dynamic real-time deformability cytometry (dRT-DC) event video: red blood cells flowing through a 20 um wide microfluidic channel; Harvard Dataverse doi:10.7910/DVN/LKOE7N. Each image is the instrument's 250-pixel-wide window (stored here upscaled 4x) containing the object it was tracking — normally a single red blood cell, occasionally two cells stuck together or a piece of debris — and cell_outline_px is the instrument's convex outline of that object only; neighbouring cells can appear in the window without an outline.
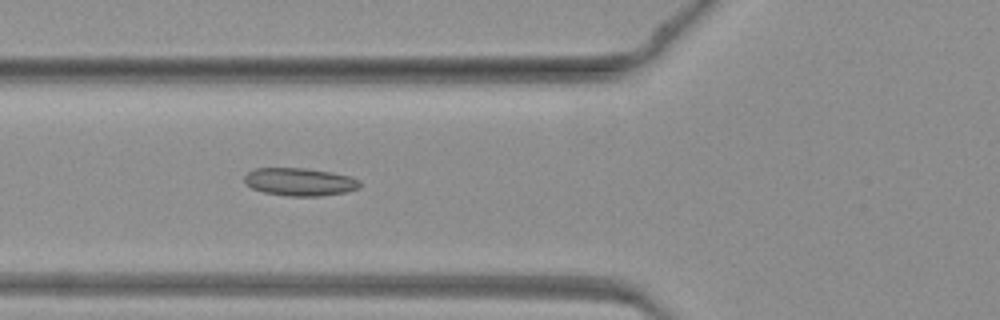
{"species": "common noctule bat (a hibernating species)", "species_latin": "Nyctalus noctula", "temperature_condition": "warm", "stored_images_in_passage": 47, "camera_frame_rate_fps": 3000, "um_per_image_px": 0.085, "animal": {"sex": "female", "body_mass_g": 19.3, "forearm_length_mm": 54.1}, "frame": {"image": 1, "passage_image": 18, "time_ms": 5.667, "image_size_px": [1000, 320], "cell_outline_px": [[360, 188], [344, 192], [320, 196], [284, 196], [264, 192], [252, 188], [244, 184], [244, 176], [248, 172], [256, 168], [304, 168], [332, 172], [352, 176], [360, 180]], "centroid_in_image_um": [25.48, 15.45], "position_along_channel_um": 100.3, "area_um2": 18.9}}
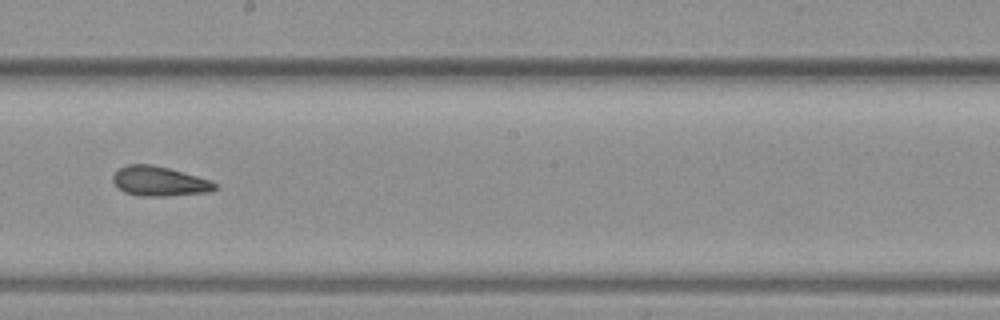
{"frame": {"image": 2, "passage_image": 27, "time_ms": 8.667, "image_size_px": [1000, 320], "cell_outline_px": [[216, 188], [208, 192], [168, 196], [136, 196], [124, 192], [112, 180], [112, 176], [120, 168], [128, 164], [152, 164], [168, 168], [212, 180], [216, 184]], "centroid_in_image_um": [13.54, 15.41], "position_along_channel_um": 234.7, "area_um2": 17.57}}
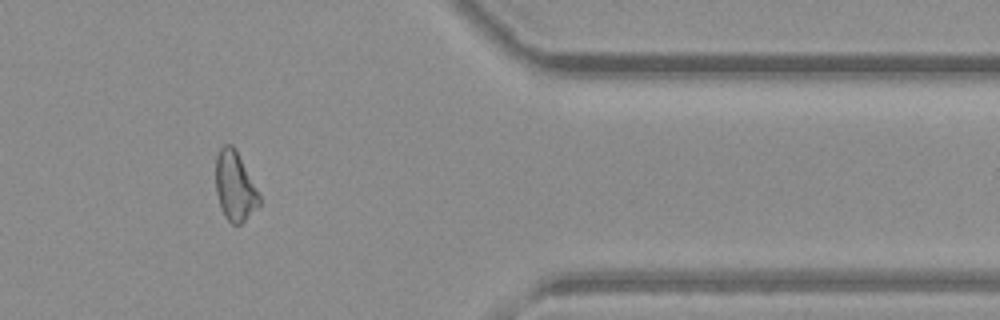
{"frame": {"image": 3, "passage_image": 39, "time_ms": 12.667, "image_size_px": [1000, 320], "cell_outline_px": [[260, 204], [240, 224], [232, 224], [224, 216], [216, 192], [216, 156], [220, 148], [224, 144], [232, 144], [236, 148], [260, 196]], "centroid_in_image_um": [19.95, 15.8], "position_along_channel_um": 391.4, "area_um2": 17.4}}